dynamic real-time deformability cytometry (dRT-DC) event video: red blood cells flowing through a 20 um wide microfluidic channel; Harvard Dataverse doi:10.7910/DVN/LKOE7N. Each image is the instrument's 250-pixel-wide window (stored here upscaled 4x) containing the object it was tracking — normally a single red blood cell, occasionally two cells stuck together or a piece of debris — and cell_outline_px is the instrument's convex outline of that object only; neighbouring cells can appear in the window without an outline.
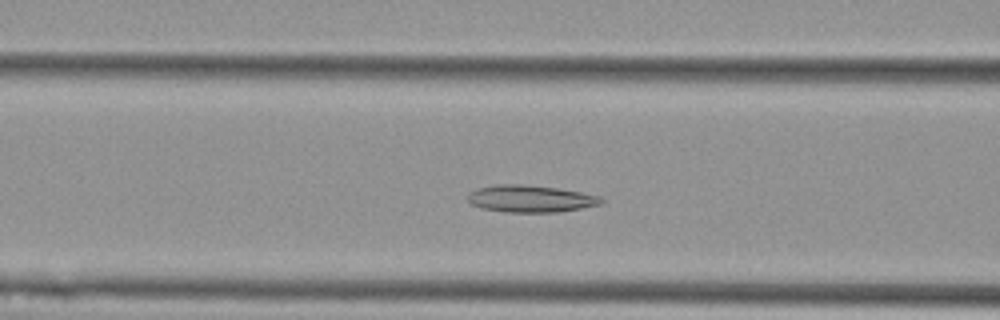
{"species": "Egyptian fruit bat (a non-hibernating species)", "species_latin": "Rousettus aegyptiacus", "temperature_condition": "cold", "stored_images_in_passage": 45, "camera_frame_rate_fps": 3000, "um_per_image_px": 0.085, "animal": {"sex": "female"}, "frame": {"image": 1, "passage_image": 12, "time_ms": 3.667, "image_size_px": [1000, 320], "cell_outline_px": [[604, 204], [560, 212], [504, 212], [480, 208], [468, 204], [468, 192], [476, 188], [496, 184], [524, 184], [556, 188], [580, 192], [600, 196], [604, 200]], "centroid_in_image_um": [45.06, 16.89], "position_along_channel_um": 121.5, "area_um2": 21.39}}
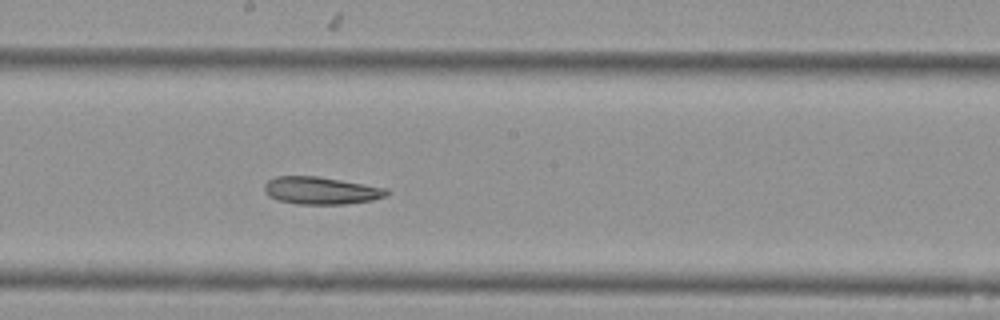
{"frame": {"image": 2, "passage_image": 20, "time_ms": 6.333, "image_size_px": [1000, 320], "cell_outline_px": [[388, 196], [372, 200], [348, 204], [296, 204], [276, 200], [268, 196], [264, 192], [264, 184], [268, 180], [276, 176], [316, 176], [388, 188]], "centroid_in_image_um": [27.26, 16.2], "position_along_channel_um": 220.9, "area_um2": 19.71}}
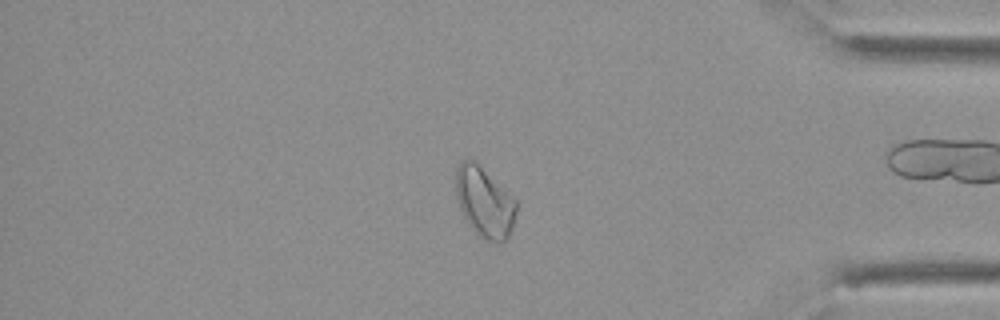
{"frame": {"image": 3, "passage_image": 36, "time_ms": 11.667, "image_size_px": [1000, 320], "cell_outline_px": [[516, 212], [512, 228], [508, 240], [488, 240], [480, 236], [468, 224], [460, 208], [456, 196], [456, 168], [460, 160], [468, 156], [516, 200]], "centroid_in_image_um": [41.15, 17.16], "position_along_channel_um": 394.0, "area_um2": 24.22}}